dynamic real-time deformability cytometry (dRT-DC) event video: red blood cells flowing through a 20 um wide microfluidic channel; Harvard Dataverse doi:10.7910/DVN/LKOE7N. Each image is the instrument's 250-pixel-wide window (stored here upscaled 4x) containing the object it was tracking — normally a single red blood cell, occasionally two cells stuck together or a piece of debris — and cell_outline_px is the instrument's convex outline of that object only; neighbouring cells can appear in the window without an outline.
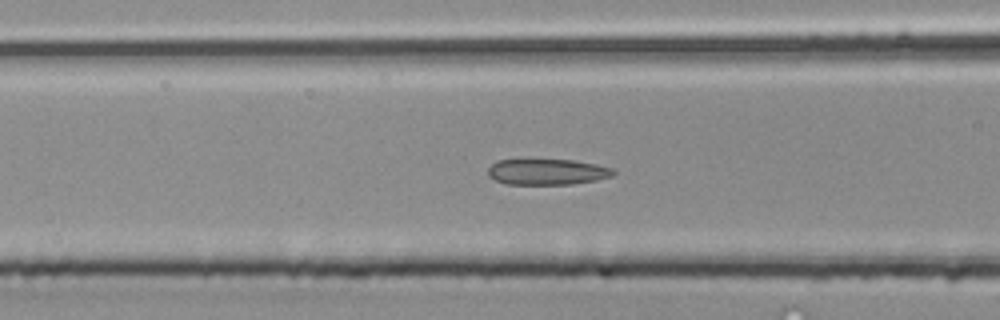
{"species": "common noctule bat (a hibernating species)", "species_latin": "Nyctalus noctula", "temperature_condition": "room temperature", "stored_images_in_passage": 48, "segment_of_instrument_passage": [2, 2], "camera_frame_rate_fps": 3000, "um_per_image_px": 0.085, "animal": {"sex": "male", "body_mass_g": 20.4}, "frame": {"image": 1, "passage_image": 20, "time_ms": 6.333, "image_size_px": [1000, 320], "cell_outline_px": [[616, 172], [612, 176], [596, 180], [572, 184], [508, 184], [496, 180], [488, 176], [488, 168], [496, 160], [572, 160], [596, 164], [612, 168]], "centroid_in_image_um": [46.51, 14.61], "position_along_channel_um": 120.1, "area_um2": 18.79}}
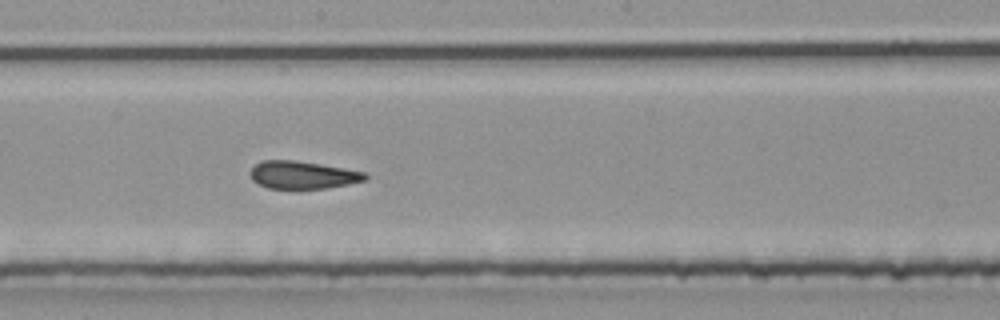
{"frame": {"image": 2, "passage_image": 27, "time_ms": 8.667, "image_size_px": [1000, 320], "cell_outline_px": [[368, 180], [328, 188], [268, 188], [252, 180], [248, 172], [260, 160], [296, 160], [320, 164], [364, 172], [368, 176]], "centroid_in_image_um": [25.71, 14.86], "position_along_channel_um": 222.5, "area_um2": 18.5}}
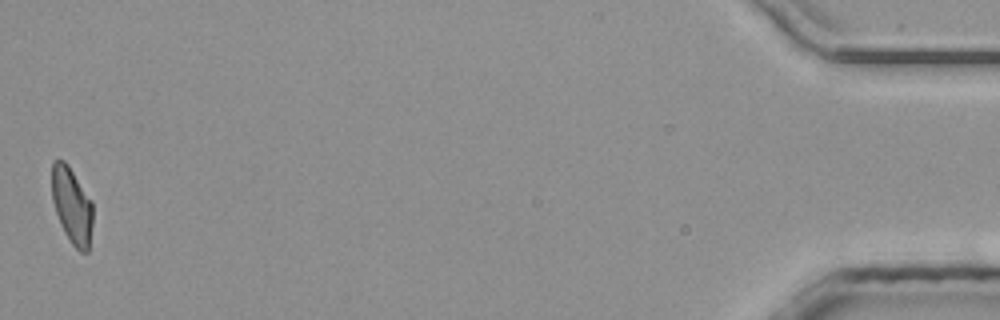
{"frame": {"image": 3, "passage_image": 48, "time_ms": 15.667, "image_size_px": [1000, 320], "cell_outline_px": [[92, 224], [88, 252], [80, 252], [68, 240], [60, 224], [52, 200], [52, 160], [64, 160], [68, 164], [92, 200]], "centroid_in_image_um": [6.11, 17.47], "position_along_channel_um": 429.1, "area_um2": 18.32}}